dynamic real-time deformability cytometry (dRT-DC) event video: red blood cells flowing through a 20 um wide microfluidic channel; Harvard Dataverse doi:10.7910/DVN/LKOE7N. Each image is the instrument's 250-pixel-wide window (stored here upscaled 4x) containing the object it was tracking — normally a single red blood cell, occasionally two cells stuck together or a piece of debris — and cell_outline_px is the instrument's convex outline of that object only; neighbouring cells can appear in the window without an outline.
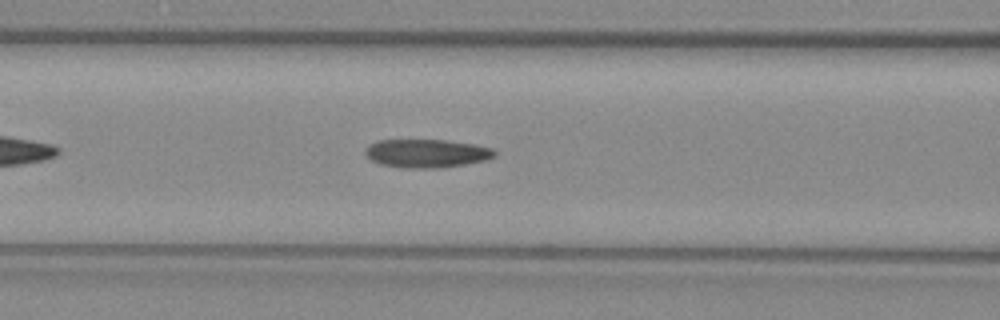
{"species": "common noctule bat (a hibernating species)", "species_latin": "Nyctalus noctula", "temperature_condition": "warm", "stored_images_in_passage": 29, "camera_frame_rate_fps": 3000, "um_per_image_px": 0.085, "animal": {"sex": "female", "body_mass_g": 29.2, "forearm_length_mm": 56.3}, "frame": {"image": 1, "passage_image": 9, "time_ms": 2.667, "image_size_px": [1000, 320], "cell_outline_px": [[496, 156], [488, 160], [464, 164], [436, 168], [400, 168], [380, 164], [372, 160], [364, 152], [364, 148], [368, 144], [376, 140], [444, 140], [476, 144], [492, 148], [496, 152]], "centroid_in_image_um": [36.25, 13.03], "position_along_channel_um": 130.3, "area_um2": 21.62}}
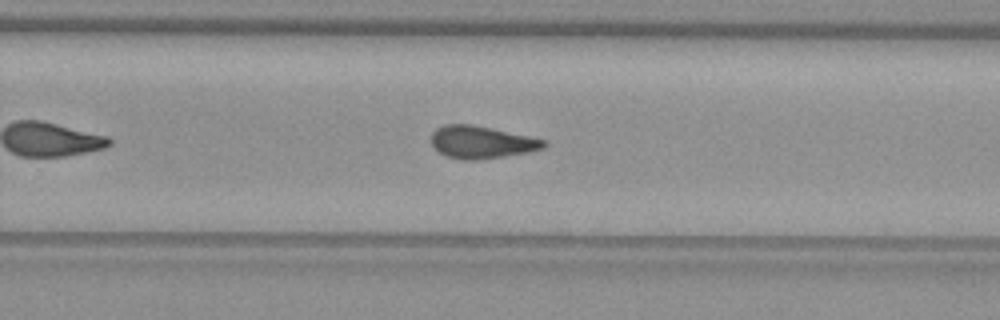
{"frame": {"image": 2, "passage_image": 21, "time_ms": 6.667, "image_size_px": [1000, 320], "cell_outline_px": [[548, 144], [544, 148], [528, 152], [504, 156], [476, 160], [464, 160], [444, 156], [436, 152], [432, 144], [432, 132], [436, 128], [444, 124], [472, 124], [528, 136], [544, 140]], "centroid_in_image_um": [40.88, 12.09], "position_along_channel_um": 288.9, "area_um2": 21.33}}
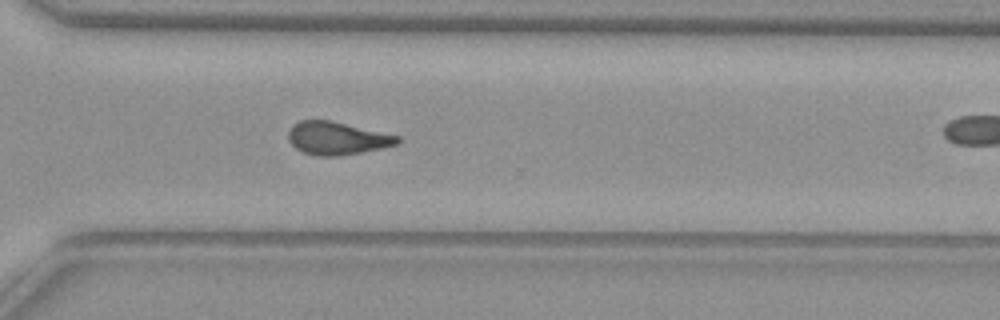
{"frame": {"image": 3, "passage_image": 25, "time_ms": 8.0, "image_size_px": [1000, 320], "cell_outline_px": [[400, 140], [396, 144], [380, 148], [340, 156], [316, 156], [304, 152], [296, 148], [288, 140], [288, 132], [292, 124], [300, 120], [332, 120], [400, 136]], "centroid_in_image_um": [28.61, 11.74], "position_along_channel_um": 342.0, "area_um2": 20.92}}